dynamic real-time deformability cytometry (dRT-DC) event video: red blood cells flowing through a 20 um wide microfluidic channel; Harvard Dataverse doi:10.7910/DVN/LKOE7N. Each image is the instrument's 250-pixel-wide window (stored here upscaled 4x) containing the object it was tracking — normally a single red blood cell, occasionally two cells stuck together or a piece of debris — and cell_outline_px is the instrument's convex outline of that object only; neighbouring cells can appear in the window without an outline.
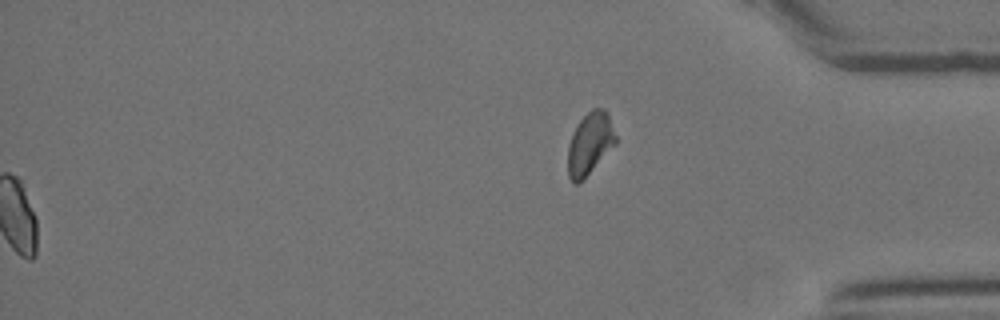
{"species": "Egyptian fruit bat (a non-hibernating species)", "species_latin": "Rousettus aegyptiacus", "temperature_condition": "room temperature", "stored_images_in_passage": 45, "segment_of_instrument_passage": [2, 2], "camera_frame_rate_fps": 3000, "um_per_image_px": 0.085, "animal": {"sex": "female"}, "frame": {"image": 1, "passage_image": 45, "time_ms": 14.667, "image_size_px": [1000, 320], "cell_outline_px": [[616, 144], [584, 180], [576, 184], [572, 184], [568, 176], [568, 144], [572, 132], [576, 124], [592, 108], [604, 108], [608, 112], [616, 136]], "centroid_in_image_um": [50.13, 12.22], "position_along_channel_um": 385.1, "area_um2": 17.69}}